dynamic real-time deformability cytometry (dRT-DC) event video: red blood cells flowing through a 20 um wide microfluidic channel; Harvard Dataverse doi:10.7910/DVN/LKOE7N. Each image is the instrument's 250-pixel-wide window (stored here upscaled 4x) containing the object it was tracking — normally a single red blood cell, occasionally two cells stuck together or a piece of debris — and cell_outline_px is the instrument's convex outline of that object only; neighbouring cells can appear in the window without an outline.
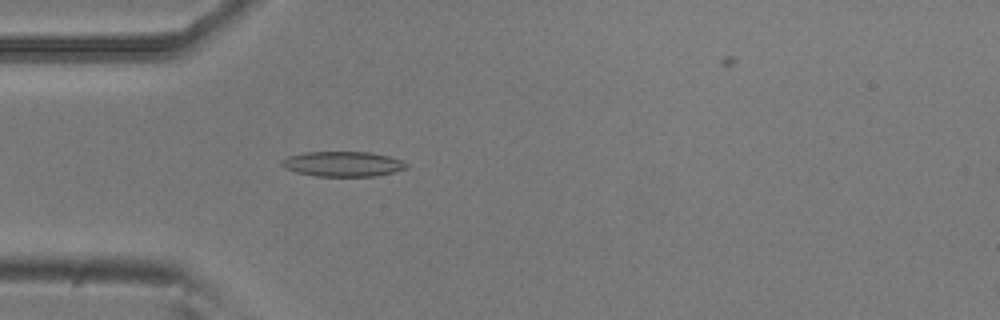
{"species": "common noctule bat (a hibernating species)", "species_latin": "Nyctalus noctula", "temperature_condition": "room temperature", "stored_images_in_passage": 39, "camera_frame_rate_fps": 3000, "um_per_image_px": 0.085, "animal": {"sex": "male", "body_mass_g": 20.5, "forearm_length_mm": 52.5}, "frame": {"image": 1, "passage_image": 1, "time_ms": 0.0, "image_size_px": [1000, 320], "cell_outline_px": [[408, 168], [392, 172], [372, 176], [316, 176], [296, 172], [284, 168], [280, 164], [288, 156], [304, 152], [368, 152], [388, 156], [400, 160], [408, 164]], "centroid_in_image_um": [29.12, 13.93], "position_along_channel_um": 55.9, "area_um2": 18.03}}
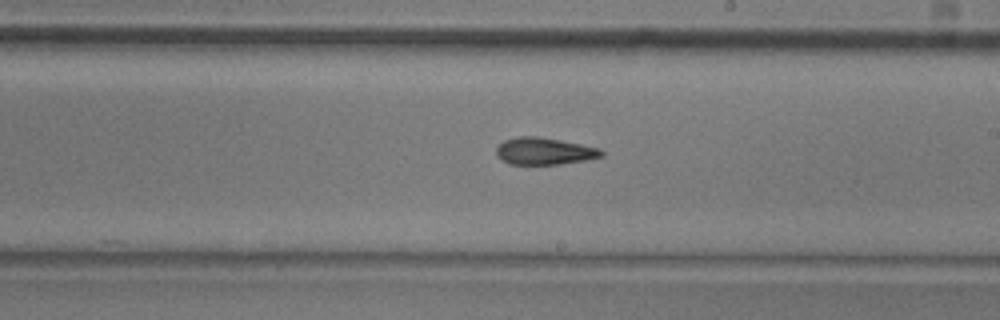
{"frame": {"image": 2, "passage_image": 16, "time_ms": 5.0, "image_size_px": [1000, 320], "cell_outline_px": [[604, 156], [584, 160], [560, 164], [508, 164], [496, 156], [496, 148], [504, 140], [520, 136], [536, 136], [560, 140], [600, 148], [604, 152]], "centroid_in_image_um": [46.25, 12.85], "position_along_channel_um": 242.7, "area_um2": 16.53}}
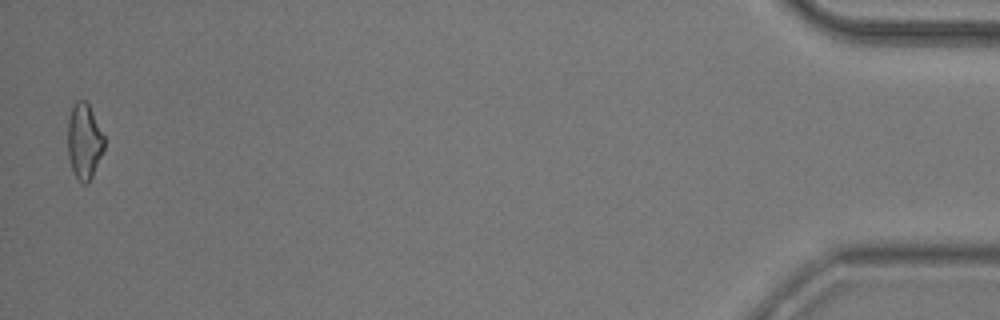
{"frame": {"image": 3, "passage_image": 38, "time_ms": 12.333, "image_size_px": [1000, 320], "cell_outline_px": [[104, 148], [92, 176], [88, 184], [84, 184], [76, 176], [72, 168], [68, 156], [68, 120], [72, 108], [76, 100], [84, 100], [88, 104], [104, 136]], "centroid_in_image_um": [7.15, 12.01], "position_along_channel_um": 428.1, "area_um2": 15.72}, "authors_computed_cell_mechanics": {"area_um2": 16.5308, "velocity_mm_per_s": 3.8024, "shape_relaxation_time_tau1_ms": 6.2916, "shape_relaxation_time_tau2_ms": 3.6171, "deformation_change_tau1": 0.1537, "deformation_change_tau2": 0.1194}}